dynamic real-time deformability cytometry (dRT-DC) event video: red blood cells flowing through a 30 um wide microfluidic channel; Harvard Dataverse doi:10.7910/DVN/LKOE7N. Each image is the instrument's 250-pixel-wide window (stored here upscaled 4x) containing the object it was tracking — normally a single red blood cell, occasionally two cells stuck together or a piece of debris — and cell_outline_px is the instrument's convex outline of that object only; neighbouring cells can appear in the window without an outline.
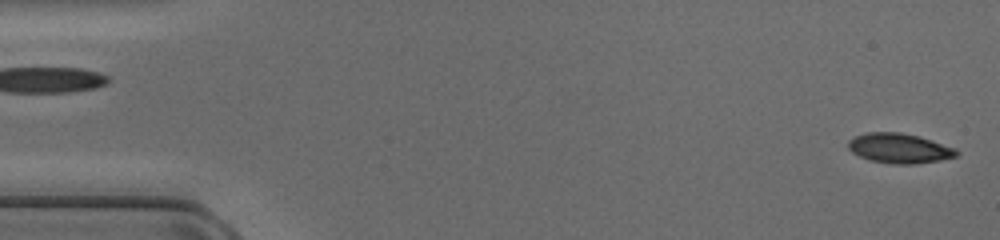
{"species": "common noctule bat (a hibernating species)", "species_latin": "Nyctalus noctula", "temperature_condition": "cold", "stored_images_in_passage": 47, "camera_frame_rate_fps": 3000, "um_per_image_px": 0.085, "animal": {"sex": "female", "body_mass_g": 17.0, "forearm_length_mm": 48.0}, "frame": {"image": 1, "passage_image": 1, "time_ms": 0.0, "image_size_px": [1000, 240], "cell_outline_px": [[960, 152], [956, 156], [940, 160], [912, 164], [892, 164], [868, 160], [852, 152], [848, 148], [848, 140], [856, 136], [868, 132], [900, 132], [916, 136], [956, 148]], "centroid_in_image_um": [76.42, 12.61], "position_along_channel_um": 8.6, "area_um2": 18.67}}
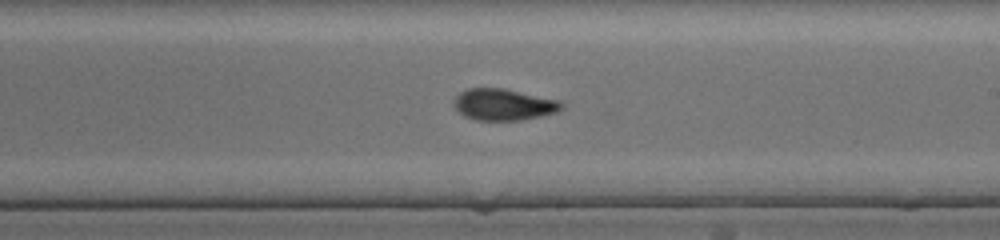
{"frame": {"image": 2, "passage_image": 27, "time_ms": 8.667, "image_size_px": [1000, 240], "cell_outline_px": [[564, 108], [556, 112], [540, 116], [520, 120], [476, 120], [464, 116], [452, 104], [452, 100], [460, 92], [468, 88], [504, 88], [560, 100], [564, 104]], "centroid_in_image_um": [42.8, 8.88], "position_along_channel_um": 246.2, "area_um2": 19.88}}
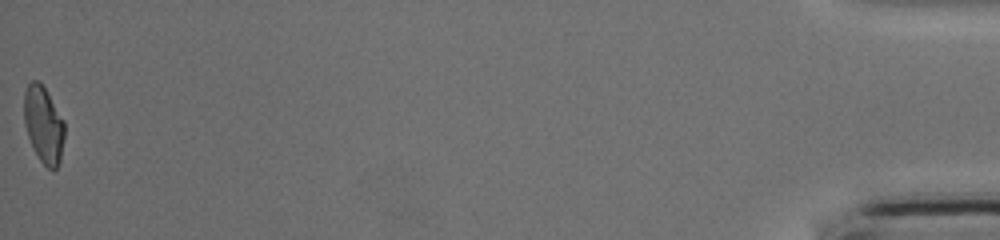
{"frame": {"image": 3, "passage_image": 47, "time_ms": 15.333, "image_size_px": [1000, 240], "cell_outline_px": [[64, 136], [60, 160], [56, 168], [52, 172], [40, 160], [28, 136], [24, 124], [24, 92], [28, 84], [32, 80], [36, 80], [44, 88], [64, 120]], "centroid_in_image_um": [3.7, 10.61], "position_along_channel_um": 431.5, "area_um2": 17.8}}